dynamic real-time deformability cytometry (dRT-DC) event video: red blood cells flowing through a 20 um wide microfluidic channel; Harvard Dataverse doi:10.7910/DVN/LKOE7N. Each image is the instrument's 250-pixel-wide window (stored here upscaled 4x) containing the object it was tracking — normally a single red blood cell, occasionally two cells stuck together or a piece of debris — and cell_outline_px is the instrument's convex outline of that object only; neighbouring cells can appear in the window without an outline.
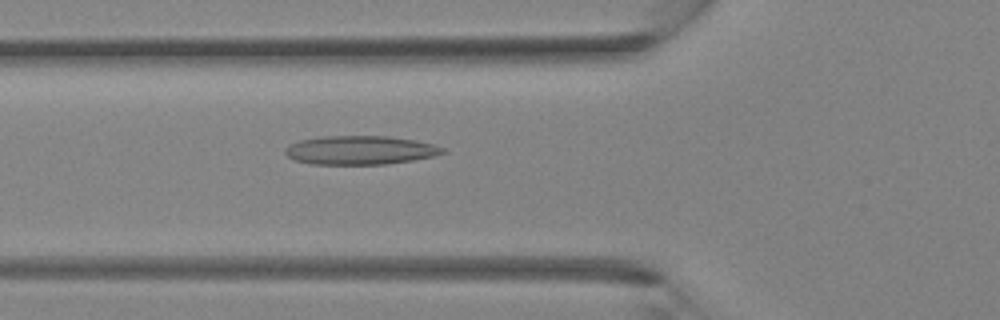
{"species": "Egyptian fruit bat (a non-hibernating species)", "species_latin": "Rousettus aegyptiacus", "temperature_condition": "room temperature", "stored_images_in_passage": 37, "camera_frame_rate_fps": 3000, "um_per_image_px": 0.085, "animal": {"sex": "female"}, "frame": {"image": 1, "passage_image": 13, "time_ms": 4.0, "image_size_px": [1000, 320], "cell_outline_px": [[448, 152], [432, 156], [412, 160], [388, 164], [312, 164], [292, 160], [284, 152], [284, 148], [288, 144], [300, 140], [320, 136], [388, 136], [416, 140], [448, 148]], "centroid_in_image_um": [30.61, 12.76], "position_along_channel_um": 95.2, "area_um2": 26.7}}
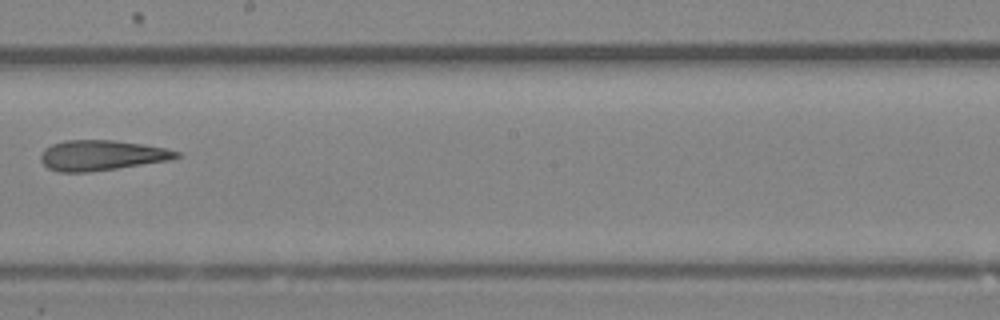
{"frame": {"image": 2, "passage_image": 21, "time_ms": 6.667, "image_size_px": [1000, 320], "cell_outline_px": [[180, 156], [168, 160], [116, 168], [88, 172], [60, 172], [48, 168], [40, 160], [40, 156], [44, 148], [52, 144], [64, 140], [112, 140], [144, 144], [164, 148], [180, 152]], "centroid_in_image_um": [8.59, 13.19], "position_along_channel_um": 239.6, "area_um2": 23.76}}
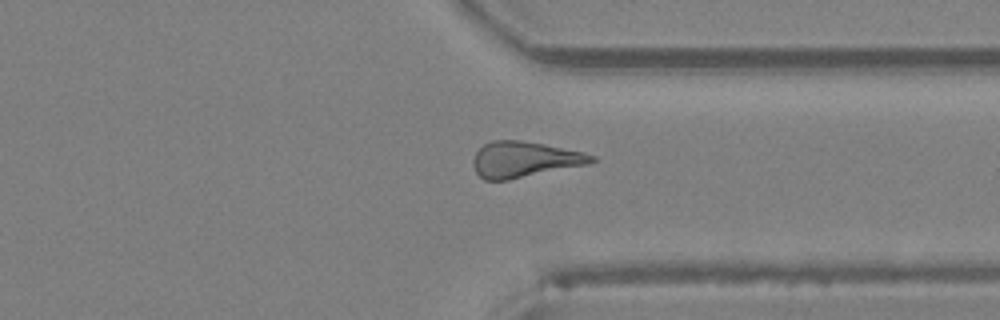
{"frame": {"image": 3, "passage_image": 28, "time_ms": 9.0, "image_size_px": [1000, 320], "cell_outline_px": [[596, 160], [588, 164], [508, 180], [484, 180], [476, 172], [472, 164], [472, 160], [476, 152], [484, 144], [492, 140], [520, 140], [544, 144], [584, 152], [596, 156]], "centroid_in_image_um": [44.56, 13.55], "position_along_channel_um": 366.8, "area_um2": 24.68}}